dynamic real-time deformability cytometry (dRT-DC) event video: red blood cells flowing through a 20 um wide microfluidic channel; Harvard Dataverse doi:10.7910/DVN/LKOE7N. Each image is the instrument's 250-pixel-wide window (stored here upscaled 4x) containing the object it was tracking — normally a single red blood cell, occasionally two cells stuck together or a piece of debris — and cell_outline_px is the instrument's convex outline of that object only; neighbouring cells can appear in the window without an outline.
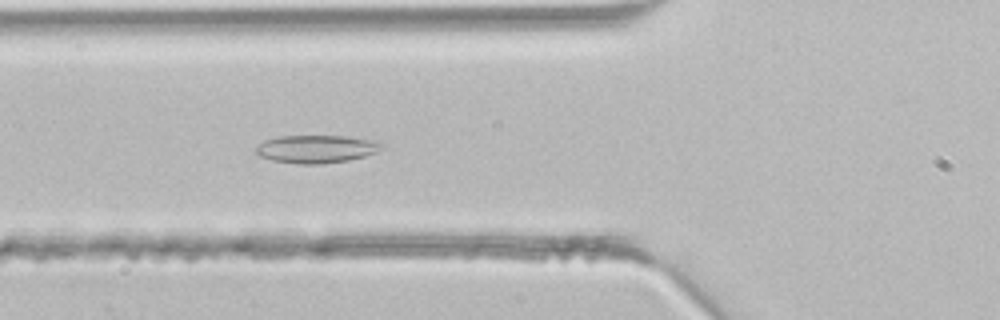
{"species": "common noctule bat (a hibernating species)", "species_latin": "Nyctalus noctula", "temperature_condition": "room temperature", "stored_images_in_passage": 39, "camera_frame_rate_fps": 3000, "um_per_image_px": 0.085, "animal": {"sex": "male", "body_mass_g": 21.5, "forearm_length_mm": 52.0}, "frame": {"image": 1, "passage_image": 11, "time_ms": 3.333, "image_size_px": [1000, 320], "cell_outline_px": [[384, 144], [376, 152], [364, 156], [348, 160], [320, 164], [300, 164], [272, 160], [260, 156], [256, 152], [256, 148], [264, 140], [276, 136], [344, 136], [376, 140]], "centroid_in_image_um": [26.88, 12.65], "position_along_channel_um": 98.9, "area_um2": 20.35}}
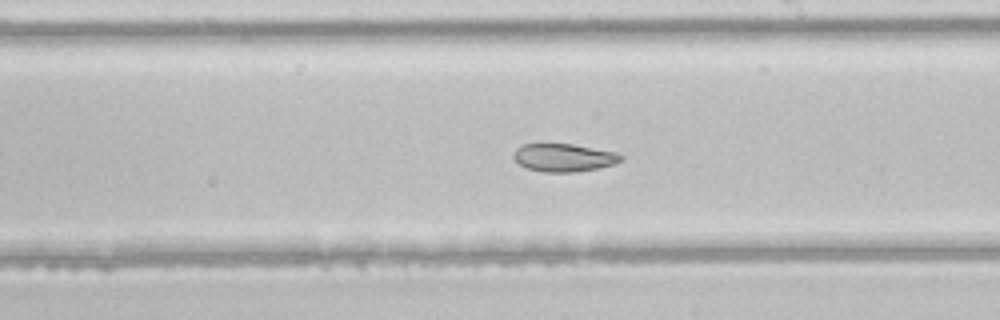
{"frame": {"image": 2, "passage_image": 20, "time_ms": 6.333, "image_size_px": [1000, 320], "cell_outline_px": [[624, 156], [616, 164], [600, 168], [576, 172], [544, 172], [528, 168], [520, 164], [512, 156], [516, 148], [520, 144], [572, 144], [616, 152]], "centroid_in_image_um": [47.94, 13.4], "position_along_channel_um": 241.1, "area_um2": 17.51}}
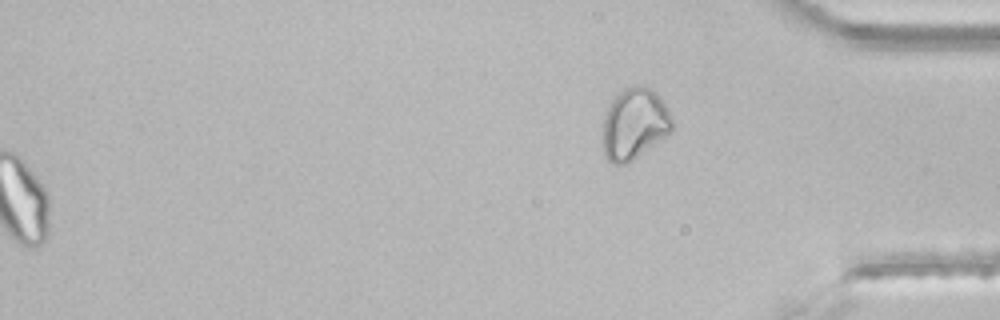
{"frame": {"image": 3, "passage_image": 39, "time_ms": 12.667, "image_size_px": [1000, 320], "cell_outline_px": [[672, 128], [664, 136], [636, 156], [624, 164], [612, 164], [608, 160], [604, 152], [604, 112], [612, 100], [624, 88], [636, 84], [640, 84], [656, 92], [664, 104], [672, 120]], "centroid_in_image_um": [53.89, 10.48], "position_along_channel_um": 381.3, "area_um2": 27.98}}